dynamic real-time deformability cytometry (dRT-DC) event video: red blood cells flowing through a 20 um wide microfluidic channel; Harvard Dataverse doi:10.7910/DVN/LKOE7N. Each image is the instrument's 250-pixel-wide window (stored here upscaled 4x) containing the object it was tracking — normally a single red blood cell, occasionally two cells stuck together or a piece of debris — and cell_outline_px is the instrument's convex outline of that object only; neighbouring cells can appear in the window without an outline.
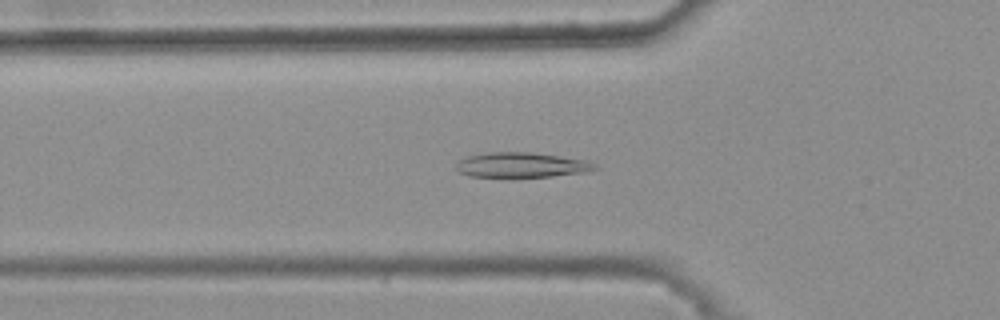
{"species": "common noctule bat (a hibernating species)", "species_latin": "Nyctalus noctula", "temperature_condition": "warm", "stored_images_in_passage": 45, "camera_frame_rate_fps": 3000, "um_per_image_px": 0.085, "animal": {"sex": "female", "body_mass_g": 25.1}, "frame": {"image": 1, "passage_image": 17, "time_ms": 5.333, "image_size_px": [1000, 320], "cell_outline_px": [[600, 168], [588, 172], [552, 176], [468, 176], [456, 172], [456, 164], [460, 160], [468, 156], [488, 152], [532, 152], [592, 160]], "centroid_in_image_um": [44.41, 14.01], "position_along_channel_um": 81.4, "area_um2": 20.4}}
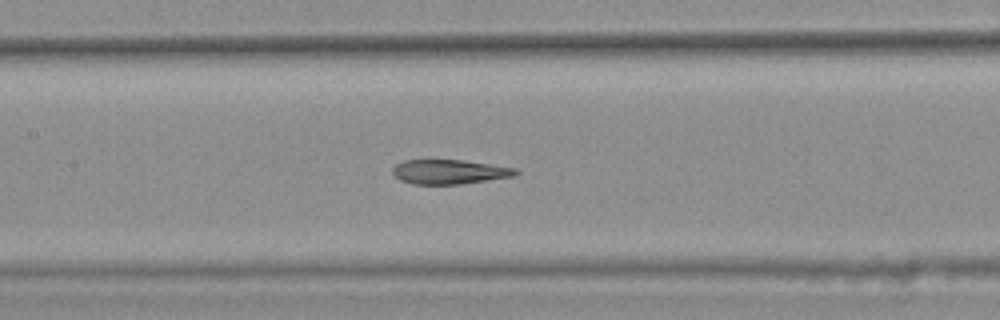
{"frame": {"image": 2, "passage_image": 24, "time_ms": 7.667, "image_size_px": [1000, 320], "cell_outline_px": [[520, 172], [516, 176], [460, 184], [412, 184], [400, 180], [392, 172], [392, 168], [396, 164], [404, 160], [428, 156], [464, 160], [516, 168]], "centroid_in_image_um": [38.15, 14.55], "position_along_channel_um": 169.3, "area_um2": 18.44}}
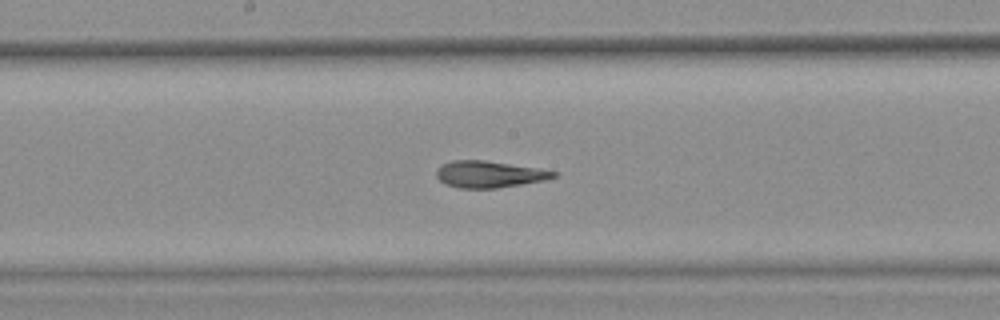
{"frame": {"image": 3, "passage_image": 27, "time_ms": 8.667, "image_size_px": [1000, 320], "cell_outline_px": [[560, 172], [556, 176], [544, 180], [496, 188], [460, 188], [444, 184], [436, 176], [436, 168], [452, 160], [484, 160], [536, 168]], "centroid_in_image_um": [41.55, 14.81], "position_along_channel_um": 206.7, "area_um2": 18.03}, "authors_computed_cell_mechanics": {"area_um2": 18.9584, "velocity_mm_per_s": 3.7472, "shape_relaxation_time_tau1_ms": 8.527, "shape_relaxation_time_tau2_ms": 2.3845, "deformation_change_tau1": 0.216, "deformation_change_tau2": 0.0794}}